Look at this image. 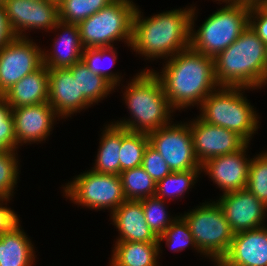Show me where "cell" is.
I'll return each mask as SVG.
<instances>
[{
    "label": "cell",
    "instance_id": "ffe728a7",
    "mask_svg": "<svg viewBox=\"0 0 267 266\" xmlns=\"http://www.w3.org/2000/svg\"><path fill=\"white\" fill-rule=\"evenodd\" d=\"M59 28L63 32L54 39L52 52L42 50V62L48 69L69 68L82 60L84 47L78 25L58 21L53 29Z\"/></svg>",
    "mask_w": 267,
    "mask_h": 266
},
{
    "label": "cell",
    "instance_id": "8d00e7d4",
    "mask_svg": "<svg viewBox=\"0 0 267 266\" xmlns=\"http://www.w3.org/2000/svg\"><path fill=\"white\" fill-rule=\"evenodd\" d=\"M249 26L261 41L267 43V10L262 5L250 7Z\"/></svg>",
    "mask_w": 267,
    "mask_h": 266
},
{
    "label": "cell",
    "instance_id": "f6af8a7d",
    "mask_svg": "<svg viewBox=\"0 0 267 266\" xmlns=\"http://www.w3.org/2000/svg\"><path fill=\"white\" fill-rule=\"evenodd\" d=\"M51 1H55L59 4L62 0H51Z\"/></svg>",
    "mask_w": 267,
    "mask_h": 266
},
{
    "label": "cell",
    "instance_id": "4316f807",
    "mask_svg": "<svg viewBox=\"0 0 267 266\" xmlns=\"http://www.w3.org/2000/svg\"><path fill=\"white\" fill-rule=\"evenodd\" d=\"M149 144L146 133L129 131L122 128V144L120 149V173L142 165L145 148Z\"/></svg>",
    "mask_w": 267,
    "mask_h": 266
},
{
    "label": "cell",
    "instance_id": "83f0119b",
    "mask_svg": "<svg viewBox=\"0 0 267 266\" xmlns=\"http://www.w3.org/2000/svg\"><path fill=\"white\" fill-rule=\"evenodd\" d=\"M200 171V172H199ZM203 172L202 170H188L171 172L169 175L164 177L162 180L156 183L155 196L163 199H171L172 197L179 199L184 193L196 183L198 175Z\"/></svg>",
    "mask_w": 267,
    "mask_h": 266
},
{
    "label": "cell",
    "instance_id": "52a82bcc",
    "mask_svg": "<svg viewBox=\"0 0 267 266\" xmlns=\"http://www.w3.org/2000/svg\"><path fill=\"white\" fill-rule=\"evenodd\" d=\"M132 0H114L78 24L84 48L113 47L114 41L131 44L136 9ZM112 43V44H111Z\"/></svg>",
    "mask_w": 267,
    "mask_h": 266
},
{
    "label": "cell",
    "instance_id": "9c48e42d",
    "mask_svg": "<svg viewBox=\"0 0 267 266\" xmlns=\"http://www.w3.org/2000/svg\"><path fill=\"white\" fill-rule=\"evenodd\" d=\"M68 182L63 191L66 198L91 209H109L112 213L126 201L119 175L100 174L89 169Z\"/></svg>",
    "mask_w": 267,
    "mask_h": 266
},
{
    "label": "cell",
    "instance_id": "8992f818",
    "mask_svg": "<svg viewBox=\"0 0 267 266\" xmlns=\"http://www.w3.org/2000/svg\"><path fill=\"white\" fill-rule=\"evenodd\" d=\"M249 89L220 86L203 100L199 117L208 124L236 132L249 143L259 128L258 113L242 94Z\"/></svg>",
    "mask_w": 267,
    "mask_h": 266
},
{
    "label": "cell",
    "instance_id": "e575fe53",
    "mask_svg": "<svg viewBox=\"0 0 267 266\" xmlns=\"http://www.w3.org/2000/svg\"><path fill=\"white\" fill-rule=\"evenodd\" d=\"M12 110L7 100L0 95V151H17Z\"/></svg>",
    "mask_w": 267,
    "mask_h": 266
},
{
    "label": "cell",
    "instance_id": "8fae6325",
    "mask_svg": "<svg viewBox=\"0 0 267 266\" xmlns=\"http://www.w3.org/2000/svg\"><path fill=\"white\" fill-rule=\"evenodd\" d=\"M42 64V49L33 40L14 37L0 49V95Z\"/></svg>",
    "mask_w": 267,
    "mask_h": 266
},
{
    "label": "cell",
    "instance_id": "484cf974",
    "mask_svg": "<svg viewBox=\"0 0 267 266\" xmlns=\"http://www.w3.org/2000/svg\"><path fill=\"white\" fill-rule=\"evenodd\" d=\"M126 200H142L155 196L156 182L142 166L127 169L119 174Z\"/></svg>",
    "mask_w": 267,
    "mask_h": 266
},
{
    "label": "cell",
    "instance_id": "74e56055",
    "mask_svg": "<svg viewBox=\"0 0 267 266\" xmlns=\"http://www.w3.org/2000/svg\"><path fill=\"white\" fill-rule=\"evenodd\" d=\"M10 198L0 197V235L11 230L16 224L20 222L18 215L10 208L3 206Z\"/></svg>",
    "mask_w": 267,
    "mask_h": 266
},
{
    "label": "cell",
    "instance_id": "e0dca14e",
    "mask_svg": "<svg viewBox=\"0 0 267 266\" xmlns=\"http://www.w3.org/2000/svg\"><path fill=\"white\" fill-rule=\"evenodd\" d=\"M12 115L17 148L20 144L45 141L52 131L54 121L57 117L59 119L48 102L13 108Z\"/></svg>",
    "mask_w": 267,
    "mask_h": 266
},
{
    "label": "cell",
    "instance_id": "836d02e7",
    "mask_svg": "<svg viewBox=\"0 0 267 266\" xmlns=\"http://www.w3.org/2000/svg\"><path fill=\"white\" fill-rule=\"evenodd\" d=\"M15 151H0V197L11 198L19 179Z\"/></svg>",
    "mask_w": 267,
    "mask_h": 266
},
{
    "label": "cell",
    "instance_id": "7a4b0ae2",
    "mask_svg": "<svg viewBox=\"0 0 267 266\" xmlns=\"http://www.w3.org/2000/svg\"><path fill=\"white\" fill-rule=\"evenodd\" d=\"M190 8L174 9L150 17L141 16L136 7L130 47L146 59L173 57L190 47ZM144 18V19H143Z\"/></svg>",
    "mask_w": 267,
    "mask_h": 266
},
{
    "label": "cell",
    "instance_id": "3957f363",
    "mask_svg": "<svg viewBox=\"0 0 267 266\" xmlns=\"http://www.w3.org/2000/svg\"><path fill=\"white\" fill-rule=\"evenodd\" d=\"M220 86L257 89L267 84L266 43L248 28L214 58Z\"/></svg>",
    "mask_w": 267,
    "mask_h": 266
},
{
    "label": "cell",
    "instance_id": "ac0fdd59",
    "mask_svg": "<svg viewBox=\"0 0 267 266\" xmlns=\"http://www.w3.org/2000/svg\"><path fill=\"white\" fill-rule=\"evenodd\" d=\"M223 259L233 266H267V225L235 233Z\"/></svg>",
    "mask_w": 267,
    "mask_h": 266
},
{
    "label": "cell",
    "instance_id": "ee69618b",
    "mask_svg": "<svg viewBox=\"0 0 267 266\" xmlns=\"http://www.w3.org/2000/svg\"><path fill=\"white\" fill-rule=\"evenodd\" d=\"M266 65H267V43H266Z\"/></svg>",
    "mask_w": 267,
    "mask_h": 266
},
{
    "label": "cell",
    "instance_id": "4fadbf2b",
    "mask_svg": "<svg viewBox=\"0 0 267 266\" xmlns=\"http://www.w3.org/2000/svg\"><path fill=\"white\" fill-rule=\"evenodd\" d=\"M194 153L200 164L219 155L234 153L248 142L226 128L204 122L199 116L189 123Z\"/></svg>",
    "mask_w": 267,
    "mask_h": 266
},
{
    "label": "cell",
    "instance_id": "6da1fadb",
    "mask_svg": "<svg viewBox=\"0 0 267 266\" xmlns=\"http://www.w3.org/2000/svg\"><path fill=\"white\" fill-rule=\"evenodd\" d=\"M165 95L174 110L201 106L203 100L220 87L215 78L214 58L189 47L165 62L161 74Z\"/></svg>",
    "mask_w": 267,
    "mask_h": 266
},
{
    "label": "cell",
    "instance_id": "4dcf8cb0",
    "mask_svg": "<svg viewBox=\"0 0 267 266\" xmlns=\"http://www.w3.org/2000/svg\"><path fill=\"white\" fill-rule=\"evenodd\" d=\"M145 219L149 228L158 237L178 218L171 217L165 210V201L156 196H151L142 200Z\"/></svg>",
    "mask_w": 267,
    "mask_h": 266
},
{
    "label": "cell",
    "instance_id": "1f68e13d",
    "mask_svg": "<svg viewBox=\"0 0 267 266\" xmlns=\"http://www.w3.org/2000/svg\"><path fill=\"white\" fill-rule=\"evenodd\" d=\"M157 241L159 244V254L161 251L160 243L162 241H166L167 247L174 252H181L183 249L189 247V245L199 252L189 226L181 216H178V218L165 230V232L158 236Z\"/></svg>",
    "mask_w": 267,
    "mask_h": 266
},
{
    "label": "cell",
    "instance_id": "7c38bea8",
    "mask_svg": "<svg viewBox=\"0 0 267 266\" xmlns=\"http://www.w3.org/2000/svg\"><path fill=\"white\" fill-rule=\"evenodd\" d=\"M5 15L15 37L26 38V30L49 32L59 21L58 3L51 0H6Z\"/></svg>",
    "mask_w": 267,
    "mask_h": 266
},
{
    "label": "cell",
    "instance_id": "603a6c76",
    "mask_svg": "<svg viewBox=\"0 0 267 266\" xmlns=\"http://www.w3.org/2000/svg\"><path fill=\"white\" fill-rule=\"evenodd\" d=\"M110 266H160L159 244L149 242H115Z\"/></svg>",
    "mask_w": 267,
    "mask_h": 266
},
{
    "label": "cell",
    "instance_id": "d590c367",
    "mask_svg": "<svg viewBox=\"0 0 267 266\" xmlns=\"http://www.w3.org/2000/svg\"><path fill=\"white\" fill-rule=\"evenodd\" d=\"M141 166L156 183L172 172L160 153L149 144L145 148Z\"/></svg>",
    "mask_w": 267,
    "mask_h": 266
},
{
    "label": "cell",
    "instance_id": "ba28073f",
    "mask_svg": "<svg viewBox=\"0 0 267 266\" xmlns=\"http://www.w3.org/2000/svg\"><path fill=\"white\" fill-rule=\"evenodd\" d=\"M197 207L181 217L188 224L200 255L202 253L212 260L223 258L234 233L221 207L216 201L205 202Z\"/></svg>",
    "mask_w": 267,
    "mask_h": 266
},
{
    "label": "cell",
    "instance_id": "f35d334b",
    "mask_svg": "<svg viewBox=\"0 0 267 266\" xmlns=\"http://www.w3.org/2000/svg\"><path fill=\"white\" fill-rule=\"evenodd\" d=\"M15 35L11 31L6 15L4 6H0V49L8 44Z\"/></svg>",
    "mask_w": 267,
    "mask_h": 266
},
{
    "label": "cell",
    "instance_id": "ab89813d",
    "mask_svg": "<svg viewBox=\"0 0 267 266\" xmlns=\"http://www.w3.org/2000/svg\"><path fill=\"white\" fill-rule=\"evenodd\" d=\"M216 1L245 4L251 7V6L261 5L265 0H216Z\"/></svg>",
    "mask_w": 267,
    "mask_h": 266
},
{
    "label": "cell",
    "instance_id": "30bf717a",
    "mask_svg": "<svg viewBox=\"0 0 267 266\" xmlns=\"http://www.w3.org/2000/svg\"><path fill=\"white\" fill-rule=\"evenodd\" d=\"M147 135L149 145L160 153L172 172L201 170L187 122L173 125L171 122Z\"/></svg>",
    "mask_w": 267,
    "mask_h": 266
},
{
    "label": "cell",
    "instance_id": "7402d4cb",
    "mask_svg": "<svg viewBox=\"0 0 267 266\" xmlns=\"http://www.w3.org/2000/svg\"><path fill=\"white\" fill-rule=\"evenodd\" d=\"M21 225L0 235V266H32L35 251Z\"/></svg>",
    "mask_w": 267,
    "mask_h": 266
},
{
    "label": "cell",
    "instance_id": "f1b7e54d",
    "mask_svg": "<svg viewBox=\"0 0 267 266\" xmlns=\"http://www.w3.org/2000/svg\"><path fill=\"white\" fill-rule=\"evenodd\" d=\"M114 0H62L58 4L59 21L79 24Z\"/></svg>",
    "mask_w": 267,
    "mask_h": 266
},
{
    "label": "cell",
    "instance_id": "d4e9b609",
    "mask_svg": "<svg viewBox=\"0 0 267 266\" xmlns=\"http://www.w3.org/2000/svg\"><path fill=\"white\" fill-rule=\"evenodd\" d=\"M71 73H78L79 94L91 105L107 97L114 91V86L101 75H96L89 70L81 60L68 68Z\"/></svg>",
    "mask_w": 267,
    "mask_h": 266
},
{
    "label": "cell",
    "instance_id": "9a60e30c",
    "mask_svg": "<svg viewBox=\"0 0 267 266\" xmlns=\"http://www.w3.org/2000/svg\"><path fill=\"white\" fill-rule=\"evenodd\" d=\"M247 143L242 149L209 158L201 164V170L209 175L224 193L246 189L251 159L247 158Z\"/></svg>",
    "mask_w": 267,
    "mask_h": 266
},
{
    "label": "cell",
    "instance_id": "cb8c5ba5",
    "mask_svg": "<svg viewBox=\"0 0 267 266\" xmlns=\"http://www.w3.org/2000/svg\"><path fill=\"white\" fill-rule=\"evenodd\" d=\"M102 132L99 151L92 171L100 174H120V149L122 144V127L108 124Z\"/></svg>",
    "mask_w": 267,
    "mask_h": 266
},
{
    "label": "cell",
    "instance_id": "277c9868",
    "mask_svg": "<svg viewBox=\"0 0 267 266\" xmlns=\"http://www.w3.org/2000/svg\"><path fill=\"white\" fill-rule=\"evenodd\" d=\"M127 85L123 98L131 117L113 124L129 131L149 134L173 122L170 121V114L175 110L169 104L161 80L152 70L143 69Z\"/></svg>",
    "mask_w": 267,
    "mask_h": 266
},
{
    "label": "cell",
    "instance_id": "5bb4252c",
    "mask_svg": "<svg viewBox=\"0 0 267 266\" xmlns=\"http://www.w3.org/2000/svg\"><path fill=\"white\" fill-rule=\"evenodd\" d=\"M220 197L216 202L234 234L265 226L267 206L247 189L224 193Z\"/></svg>",
    "mask_w": 267,
    "mask_h": 266
},
{
    "label": "cell",
    "instance_id": "d6a6232c",
    "mask_svg": "<svg viewBox=\"0 0 267 266\" xmlns=\"http://www.w3.org/2000/svg\"><path fill=\"white\" fill-rule=\"evenodd\" d=\"M246 189L267 206V151L251 158Z\"/></svg>",
    "mask_w": 267,
    "mask_h": 266
},
{
    "label": "cell",
    "instance_id": "60d3db41",
    "mask_svg": "<svg viewBox=\"0 0 267 266\" xmlns=\"http://www.w3.org/2000/svg\"><path fill=\"white\" fill-rule=\"evenodd\" d=\"M211 261H214L216 266H233V265L227 263L223 258L215 259V260H211Z\"/></svg>",
    "mask_w": 267,
    "mask_h": 266
},
{
    "label": "cell",
    "instance_id": "2e32d148",
    "mask_svg": "<svg viewBox=\"0 0 267 266\" xmlns=\"http://www.w3.org/2000/svg\"><path fill=\"white\" fill-rule=\"evenodd\" d=\"M48 103L61 118L71 117L91 104L79 94L78 73L68 68L48 69Z\"/></svg>",
    "mask_w": 267,
    "mask_h": 266
},
{
    "label": "cell",
    "instance_id": "b9f144b4",
    "mask_svg": "<svg viewBox=\"0 0 267 266\" xmlns=\"http://www.w3.org/2000/svg\"><path fill=\"white\" fill-rule=\"evenodd\" d=\"M261 5L267 10V0H265Z\"/></svg>",
    "mask_w": 267,
    "mask_h": 266
},
{
    "label": "cell",
    "instance_id": "44dd1931",
    "mask_svg": "<svg viewBox=\"0 0 267 266\" xmlns=\"http://www.w3.org/2000/svg\"><path fill=\"white\" fill-rule=\"evenodd\" d=\"M48 68L41 65L13 85L2 96L12 108L48 102Z\"/></svg>",
    "mask_w": 267,
    "mask_h": 266
},
{
    "label": "cell",
    "instance_id": "5b68a950",
    "mask_svg": "<svg viewBox=\"0 0 267 266\" xmlns=\"http://www.w3.org/2000/svg\"><path fill=\"white\" fill-rule=\"evenodd\" d=\"M226 3L212 13L199 29L194 31L195 7L190 18V47L206 56L215 58L227 49L249 26L250 6Z\"/></svg>",
    "mask_w": 267,
    "mask_h": 266
},
{
    "label": "cell",
    "instance_id": "d6986e66",
    "mask_svg": "<svg viewBox=\"0 0 267 266\" xmlns=\"http://www.w3.org/2000/svg\"><path fill=\"white\" fill-rule=\"evenodd\" d=\"M110 216L120 234L116 242L158 243V237L152 232L146 222L143 206L140 201H124Z\"/></svg>",
    "mask_w": 267,
    "mask_h": 266
},
{
    "label": "cell",
    "instance_id": "7bdbcfd3",
    "mask_svg": "<svg viewBox=\"0 0 267 266\" xmlns=\"http://www.w3.org/2000/svg\"><path fill=\"white\" fill-rule=\"evenodd\" d=\"M6 0H0V6H3Z\"/></svg>",
    "mask_w": 267,
    "mask_h": 266
},
{
    "label": "cell",
    "instance_id": "f546056e",
    "mask_svg": "<svg viewBox=\"0 0 267 266\" xmlns=\"http://www.w3.org/2000/svg\"><path fill=\"white\" fill-rule=\"evenodd\" d=\"M117 50H115L113 47H102V48H84V51L82 53V61L85 63V65L89 68L91 72H93L96 75L103 76L106 80H108L116 89L117 86L120 85L121 76H119L117 73L108 72L107 70L110 68V66H113L115 62H117ZM108 54L110 56L109 61H111L109 68L104 67V65H100V61L104 57H108ZM104 60V59H103Z\"/></svg>",
    "mask_w": 267,
    "mask_h": 266
}]
</instances>
